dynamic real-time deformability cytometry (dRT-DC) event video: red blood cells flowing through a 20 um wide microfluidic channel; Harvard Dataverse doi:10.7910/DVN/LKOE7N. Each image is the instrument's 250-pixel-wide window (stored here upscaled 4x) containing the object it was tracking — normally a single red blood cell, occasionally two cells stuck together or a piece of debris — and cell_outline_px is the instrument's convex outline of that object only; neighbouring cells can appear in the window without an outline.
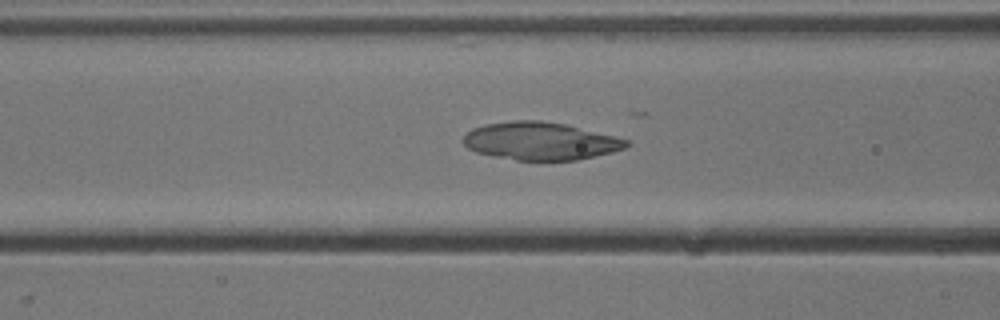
{"species": "common noctule bat (a hibernating species)", "species_latin": "Nyctalus noctula", "temperature_condition": "cold", "stored_images_in_passage": 51, "camera_frame_rate_fps": 3000, "um_per_image_px": 0.085, "animal": {"sex": "male", "body_mass_g": 13.3}, "frame": {"image": 1, "passage_image": 20, "time_ms": 6.333, "image_size_px": [1000, 320], "cell_outline_px": [[632, 144], [624, 148], [612, 152], [576, 160], [516, 160], [476, 152], [468, 148], [464, 144], [464, 136], [472, 128], [484, 124], [512, 120], [540, 120], [564, 124], [628, 140]], "centroid_in_image_um": [45.91, 11.98], "position_along_channel_um": 120.7, "area_um2": 35.55}}
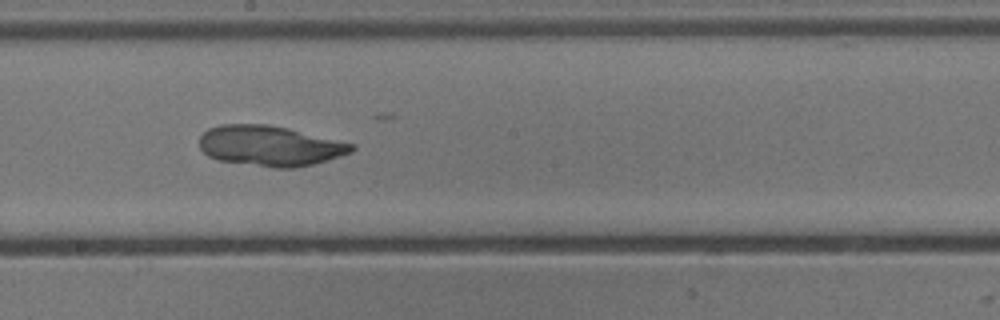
{"frame": {"image": 2, "passage_image": 28, "time_ms": 9.0, "image_size_px": [1000, 320], "cell_outline_px": [[356, 148], [352, 152], [328, 160], [312, 164], [292, 168], [272, 168], [220, 160], [208, 156], [200, 148], [200, 136], [208, 128], [220, 124], [268, 124], [288, 128], [356, 144]], "centroid_in_image_um": [22.96, 12.39], "position_along_channel_um": 225.2, "area_um2": 35.89}}
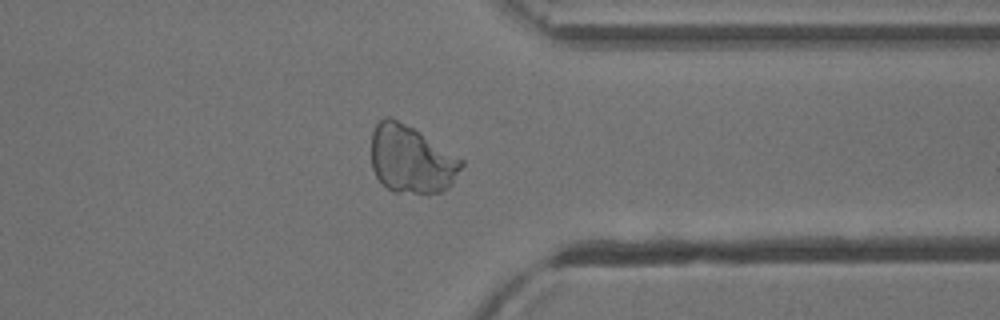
{"frame": {"image": 3, "passage_image": 40, "time_ms": 13.0, "image_size_px": [1000, 320], "cell_outline_px": [[464, 164], [452, 184], [448, 188], [440, 192], [428, 196], [392, 192], [376, 176], [372, 168], [372, 132], [376, 124], [384, 116], [392, 116], [420, 132], [464, 160]], "centroid_in_image_um": [34.97, 13.58], "position_along_channel_um": 376.4, "area_um2": 36.13}}